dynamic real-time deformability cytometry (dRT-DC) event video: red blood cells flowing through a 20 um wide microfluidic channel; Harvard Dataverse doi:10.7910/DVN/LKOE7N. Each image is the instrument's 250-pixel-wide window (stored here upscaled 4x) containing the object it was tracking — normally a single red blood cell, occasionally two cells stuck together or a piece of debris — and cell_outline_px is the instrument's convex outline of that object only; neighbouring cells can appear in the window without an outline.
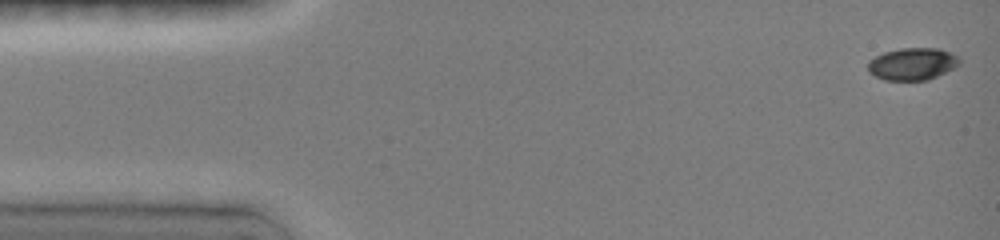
{"species": "common noctule bat (a hibernating species)", "species_latin": "Nyctalus noctula", "temperature_condition": "room temperature", "stored_images_in_passage": 32, "camera_frame_rate_fps": 3000, "um_per_image_px": 0.085, "animal": {"sex": "female", "body_mass_g": 19.0, "forearm_length_mm": 51.5}, "frame": {"image": 1, "passage_image": 1, "time_ms": 0.0, "image_size_px": [1000, 240], "cell_outline_px": [[960, 64], [928, 80], [884, 80], [868, 72], [868, 60], [884, 52], [900, 48], [940, 48], [956, 56], [960, 60]], "centroid_in_image_um": [77.52, 5.43], "position_along_channel_um": 7.5, "area_um2": 17.05}}
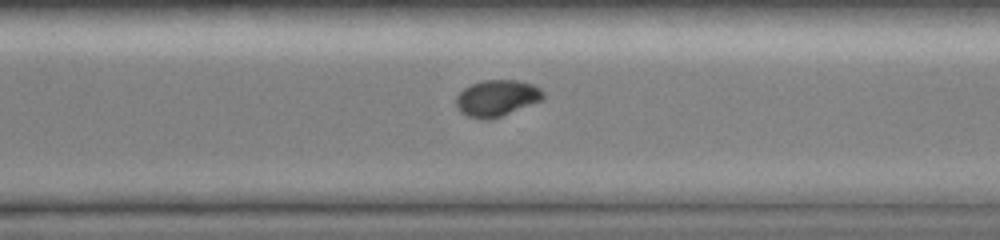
{"frame": {"image": 2, "passage_image": 23, "time_ms": 11.0, "image_size_px": [1000, 240], "cell_outline_px": [[544, 100], [500, 116], [484, 120], [468, 116], [460, 112], [456, 104], [456, 96], [464, 88], [472, 84], [484, 80], [520, 80], [532, 84], [540, 88], [544, 92]], "centroid_in_image_um": [42.25, 8.33], "position_along_channel_um": 328.3, "area_um2": 18.44}}
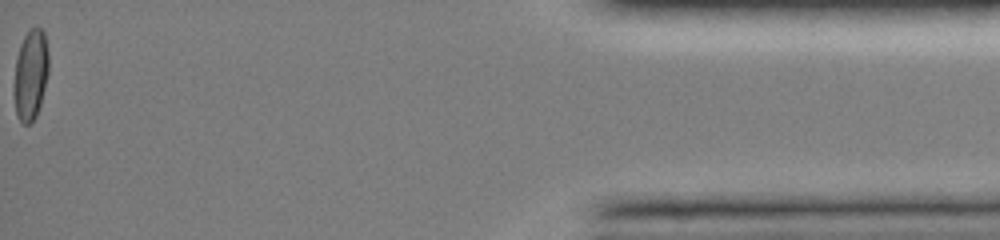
{"frame": {"image": 3, "passage_image": 32, "time_ms": 15.667, "image_size_px": [1000, 240], "cell_outline_px": [[48, 72], [40, 104], [36, 116], [28, 124], [24, 124], [16, 116], [16, 60], [20, 44], [24, 36], [32, 28], [40, 28], [44, 32], [48, 52]], "centroid_in_image_um": [2.63, 6.32], "position_along_channel_um": 432.6, "area_um2": 17.51}, "authors_computed_cell_mechanics": {"area_um2": 18.0914, "velocity_mm_per_s": 4.0184, "shape_relaxation_time_tau1_ms": 4.1272, "shape_relaxation_time_tau2_ms": 5.1798, "deformation_change_tau1": 0.1474, "deformation_change_tau2": 0.0437}}